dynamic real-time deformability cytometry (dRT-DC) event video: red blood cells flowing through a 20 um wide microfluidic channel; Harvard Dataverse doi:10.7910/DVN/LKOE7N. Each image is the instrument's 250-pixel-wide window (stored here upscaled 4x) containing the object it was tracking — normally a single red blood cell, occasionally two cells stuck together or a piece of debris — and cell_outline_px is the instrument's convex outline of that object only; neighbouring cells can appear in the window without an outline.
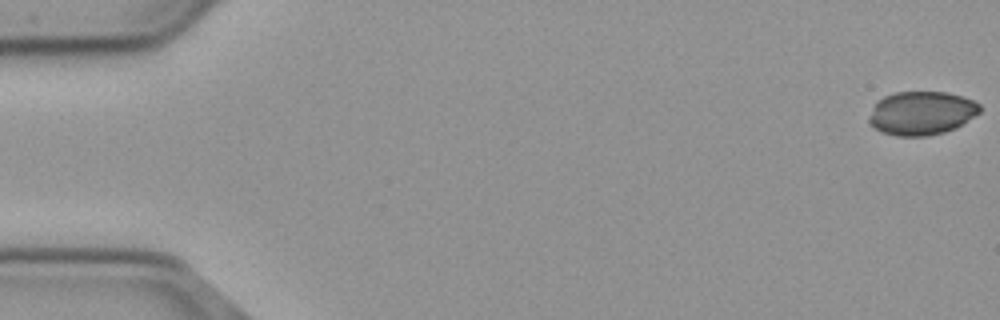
{"species": "common noctule bat (a hibernating species)", "species_latin": "Nyctalus noctula", "temperature_condition": "cold", "stored_images_in_passage": 56, "camera_frame_rate_fps": 3000, "um_per_image_px": 0.085, "animal": {"sex": "male", "body_mass_g": 23.1, "forearm_length_mm": 52.7}, "frame": {"image": 1, "passage_image": 1, "time_ms": 0.0, "image_size_px": [1000, 320], "cell_outline_px": [[980, 112], [956, 128], [944, 132], [928, 136], [896, 136], [880, 132], [872, 128], [868, 124], [868, 120], [872, 108], [884, 96], [896, 92], [944, 92], [964, 96], [980, 104]], "centroid_in_image_um": [78.31, 9.63], "position_along_channel_um": 6.7, "area_um2": 28.32}}
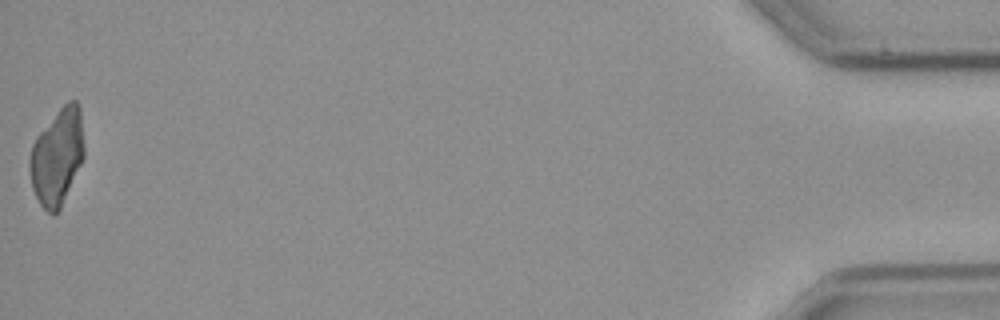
{"frame": {"image": 2, "passage_image": 56, "time_ms": 18.333, "image_size_px": [1000, 320], "cell_outline_px": [[84, 156], [60, 208], [52, 216], [40, 204], [32, 188], [28, 168], [28, 160], [32, 144], [36, 136], [60, 108], [68, 100], [76, 100], [80, 108], [84, 144]], "centroid_in_image_um": [4.84, 13.31], "position_along_channel_um": 430.4, "area_um2": 30.46}}